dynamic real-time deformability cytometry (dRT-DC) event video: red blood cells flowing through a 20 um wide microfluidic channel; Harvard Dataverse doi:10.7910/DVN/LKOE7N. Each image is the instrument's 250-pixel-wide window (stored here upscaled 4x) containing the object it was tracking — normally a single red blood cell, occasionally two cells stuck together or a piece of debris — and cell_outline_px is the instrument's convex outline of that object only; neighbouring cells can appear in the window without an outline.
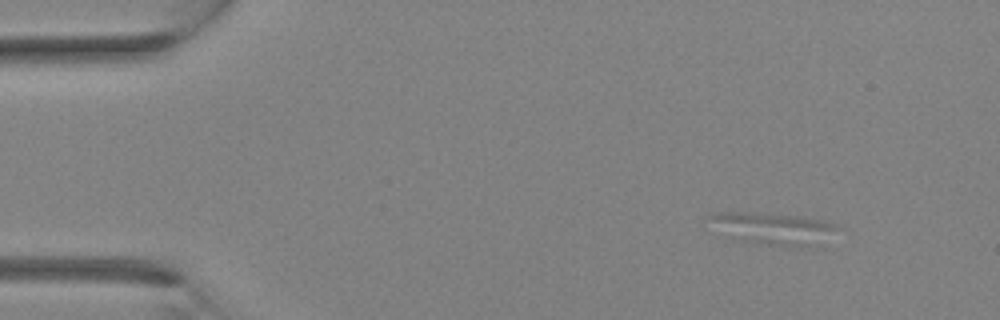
{"species": "Egyptian fruit bat (a non-hibernating species)", "species_latin": "Rousettus aegyptiacus", "temperature_condition": "room temperature", "stored_images_in_passage": 3, "camera_frame_rate_fps": 3000, "um_per_image_px": 0.085, "animal": {"sex": "female"}, "frame": {"image": 1, "passage_image": 1, "time_ms": 0.0, "image_size_px": [1000, 320], "cell_outline_px": [[836, 228], [812, 244], [800, 248], [756, 244], [736, 240], [708, 216], [712, 212], [768, 212], [804, 216], [824, 220], [836, 224]], "centroid_in_image_um": [65.71, 19.39], "position_along_channel_um": 19.3, "area_um2": 23.18}}
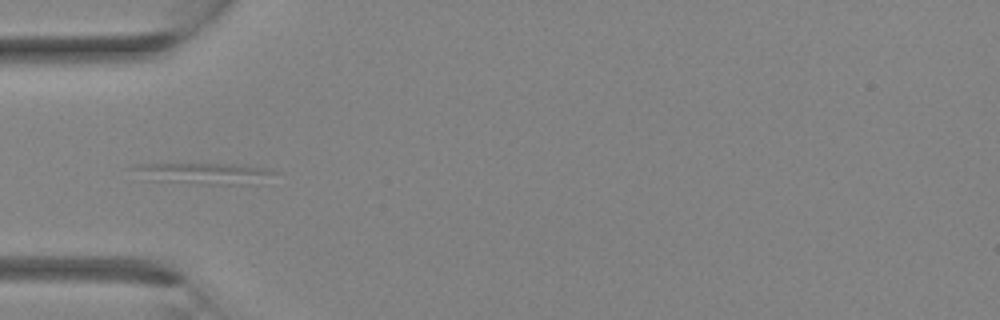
{"frame": {"image": 2, "passage_image": 3, "time_ms": 0.667, "image_size_px": [1000, 320], "cell_outline_px": [[276, 172], [260, 184], [208, 184], [148, 180], [132, 168], [132, 164], [236, 164], [264, 168]], "centroid_in_image_um": [17.37, 14.74], "position_along_channel_um": 67.6, "area_um2": 17.17}}